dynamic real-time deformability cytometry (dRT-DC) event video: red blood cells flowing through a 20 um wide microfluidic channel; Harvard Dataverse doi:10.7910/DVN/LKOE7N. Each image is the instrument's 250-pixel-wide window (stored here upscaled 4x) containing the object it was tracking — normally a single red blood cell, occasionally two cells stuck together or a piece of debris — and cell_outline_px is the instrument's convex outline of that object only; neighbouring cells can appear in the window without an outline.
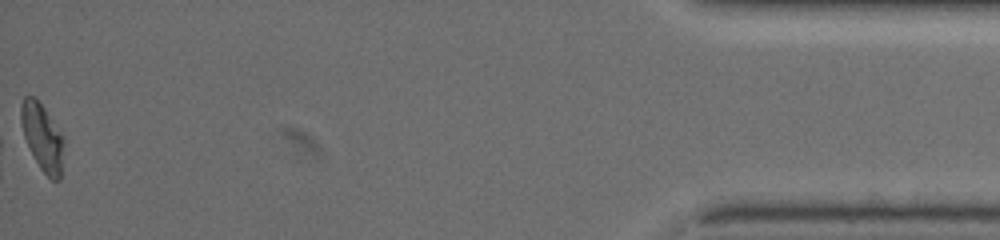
{"species": "common noctule bat (a hibernating species)", "species_latin": "Nyctalus noctula", "temperature_condition": "warm", "stored_images_in_passage": 38, "camera_frame_rate_fps": 3000, "um_per_image_px": 0.085, "animal": {"sex": "female", "body_mass_g": 19.5, "forearm_length_mm": 54.1}, "frame": {"image": 1, "passage_image": 38, "time_ms": 12.333, "image_size_px": [1000, 240], "cell_outline_px": [[68, 140], [60, 180], [52, 180], [40, 168], [24, 136], [20, 120], [20, 108], [24, 96], [32, 96], [44, 108]], "centroid_in_image_um": [3.69, 11.69], "position_along_channel_um": 431.5, "area_um2": 17.17}, "authors_computed_cell_mechanics": {"area_um2": 16.6464, "velocity_mm_per_s": 3.5939, "shape_relaxation_time_tau1_ms": 5.6779, "shape_relaxation_time_tau2_ms": 2.5056, "deformation_change_tau1": 0.183, "deformation_change_tau2": 0.0789}}